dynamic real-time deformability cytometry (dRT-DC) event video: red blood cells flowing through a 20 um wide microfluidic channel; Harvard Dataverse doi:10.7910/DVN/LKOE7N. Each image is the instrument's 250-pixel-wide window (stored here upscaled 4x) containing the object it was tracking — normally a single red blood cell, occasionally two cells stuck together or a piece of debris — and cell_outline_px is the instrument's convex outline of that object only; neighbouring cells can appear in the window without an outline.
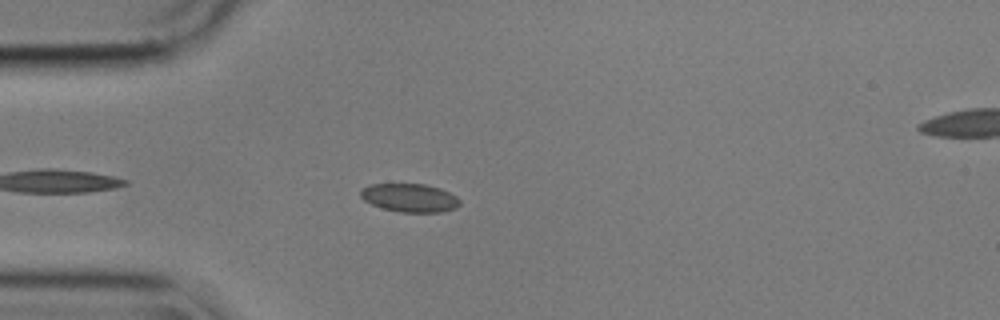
{"species": "common noctule bat (a hibernating species)", "species_latin": "Nyctalus noctula", "temperature_condition": "cold", "stored_images_in_passage": 30, "camera_frame_rate_fps": 3000, "um_per_image_px": 0.085, "animal": {"sex": "male", "body_mass_g": 17.9}, "frame": {"image": 1, "passage_image": 5, "time_ms": 1.333, "image_size_px": [1000, 320], "cell_outline_px": [[460, 204], [456, 208], [440, 212], [400, 212], [384, 208], [372, 204], [364, 200], [360, 196], [360, 188], [372, 184], [424, 184], [440, 188], [456, 196], [460, 200]], "centroid_in_image_um": [34.82, 16.81], "position_along_channel_um": 50.2, "area_um2": 16.36}}
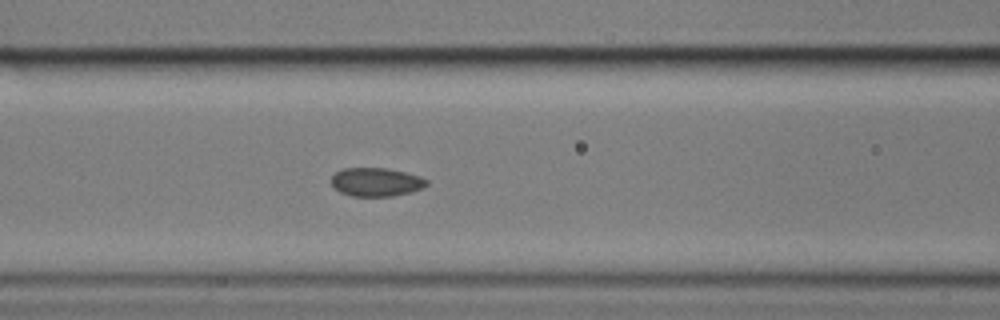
{"frame": {"image": 2, "passage_image": 13, "time_ms": 4.0, "image_size_px": [1000, 320], "cell_outline_px": [[428, 184], [424, 188], [412, 192], [392, 196], [352, 196], [340, 192], [332, 184], [332, 176], [336, 172], [344, 168], [388, 168], [420, 176], [428, 180]], "centroid_in_image_um": [32.01, 15.47], "position_along_channel_um": 134.6, "area_um2": 15.9}}
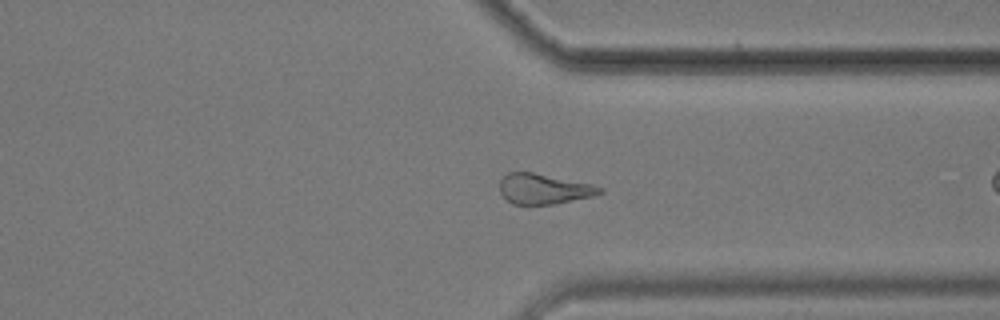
{"frame": {"image": 3, "passage_image": 29, "time_ms": 9.333, "image_size_px": [1000, 320], "cell_outline_px": [[604, 192], [592, 196], [556, 204], [512, 204], [500, 192], [500, 180], [508, 172], [532, 172], [592, 184], [604, 188]], "centroid_in_image_um": [46.24, 16.06], "position_along_channel_um": 365.2, "area_um2": 17.57}}